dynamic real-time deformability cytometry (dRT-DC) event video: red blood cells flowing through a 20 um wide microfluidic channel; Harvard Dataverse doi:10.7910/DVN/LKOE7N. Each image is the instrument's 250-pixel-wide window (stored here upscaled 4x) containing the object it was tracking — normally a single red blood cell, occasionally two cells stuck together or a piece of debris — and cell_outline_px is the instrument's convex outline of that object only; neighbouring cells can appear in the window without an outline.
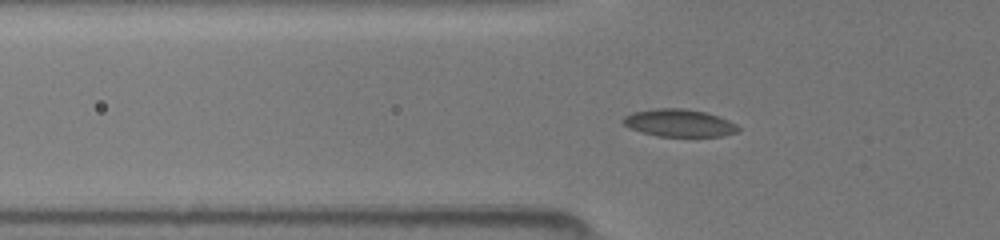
{"species": "common noctule bat (a hibernating species)", "species_latin": "Nyctalus noctula", "temperature_condition": "room temperature", "stored_images_in_passage": 39, "camera_frame_rate_fps": 3000, "um_per_image_px": 0.085, "animal": {"sex": "female", "body_mass_g": 19.5, "forearm_length_mm": 54.1}, "frame": {"image": 1, "passage_image": 6, "time_ms": 1.667, "image_size_px": [1000, 240], "cell_outline_px": [[740, 132], [720, 136], [656, 136], [632, 128], [624, 124], [620, 120], [624, 116], [632, 112], [656, 108], [684, 108], [704, 112], [728, 120], [736, 124], [740, 128]], "centroid_in_image_um": [57.73, 10.45], "position_along_channel_um": 68.1, "area_um2": 18.32}}
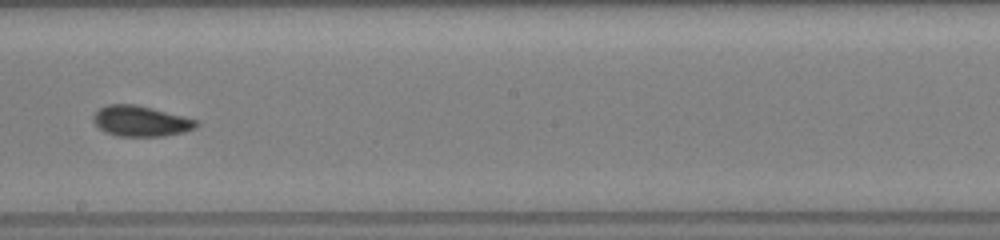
{"frame": {"image": 2, "passage_image": 18, "time_ms": 5.667, "image_size_px": [1000, 240], "cell_outline_px": [[200, 124], [196, 128], [184, 132], [164, 136], [116, 136], [104, 132], [92, 120], [92, 116], [100, 108], [108, 104], [136, 104], [184, 116], [196, 120]], "centroid_in_image_um": [11.97, 10.3], "position_along_channel_um": 236.2, "area_um2": 18.44}}
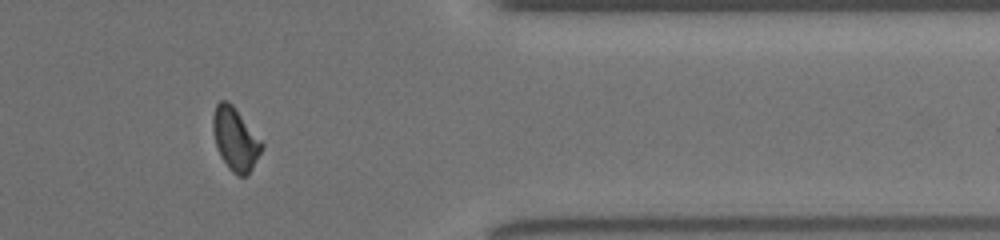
{"frame": {"image": 3, "passage_image": 30, "time_ms": 9.667, "image_size_px": [1000, 240], "cell_outline_px": [[264, 148], [248, 176], [236, 176], [228, 168], [220, 156], [216, 148], [212, 128], [212, 116], [216, 104], [220, 100], [228, 100], [232, 104], [264, 144]], "centroid_in_image_um": [19.99, 11.85], "position_along_channel_um": 391.4, "area_um2": 18.15}}